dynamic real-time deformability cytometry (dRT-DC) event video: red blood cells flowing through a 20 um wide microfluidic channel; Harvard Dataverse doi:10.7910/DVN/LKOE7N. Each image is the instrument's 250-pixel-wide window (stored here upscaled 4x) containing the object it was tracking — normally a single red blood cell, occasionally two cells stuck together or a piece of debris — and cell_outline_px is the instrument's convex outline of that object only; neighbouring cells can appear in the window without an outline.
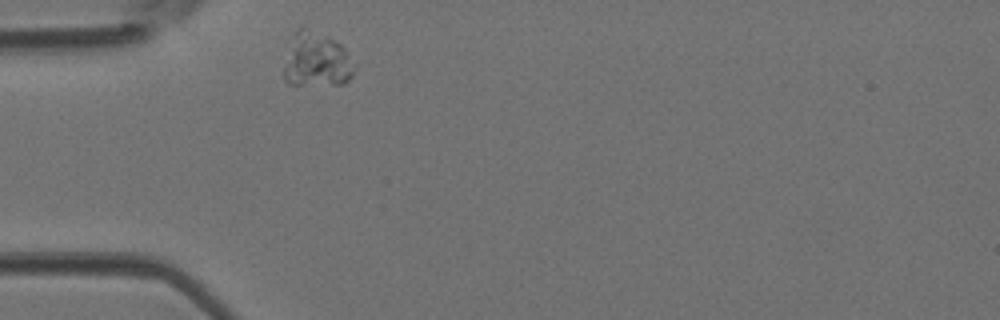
{"species": "Egyptian fruit bat (a non-hibernating species)", "species_latin": "Rousettus aegyptiacus", "temperature_condition": "room temperature", "stored_images_in_passage": 35, "camera_frame_rate_fps": 3000, "um_per_image_px": 0.085, "animal": {"sex": "female"}, "frame": {"image": 1, "passage_image": 1, "time_ms": 0.0, "image_size_px": [1000, 320], "cell_outline_px": [[356, 64], [352, 76], [344, 84], [288, 84], [284, 80], [284, 68], [296, 32], [300, 28], [308, 28], [340, 44], [344, 48]], "centroid_in_image_um": [26.96, 5.15], "position_along_channel_um": 58.0, "area_um2": 21.68}}
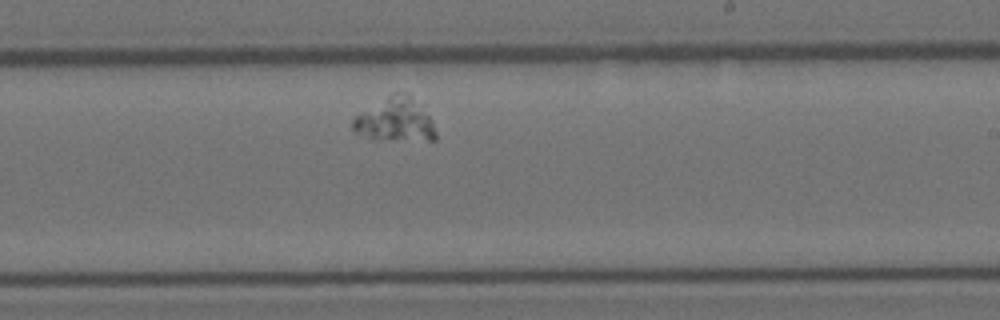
{"frame": {"image": 2, "passage_image": 16, "time_ms": 5.0, "image_size_px": [1000, 320], "cell_outline_px": [[436, 140], [376, 140], [356, 132], [352, 128], [352, 120], [356, 116], [392, 92], [408, 92], [424, 104], [432, 120], [436, 132]], "centroid_in_image_um": [33.67, 10.16], "position_along_channel_um": 255.3, "area_um2": 21.56}}
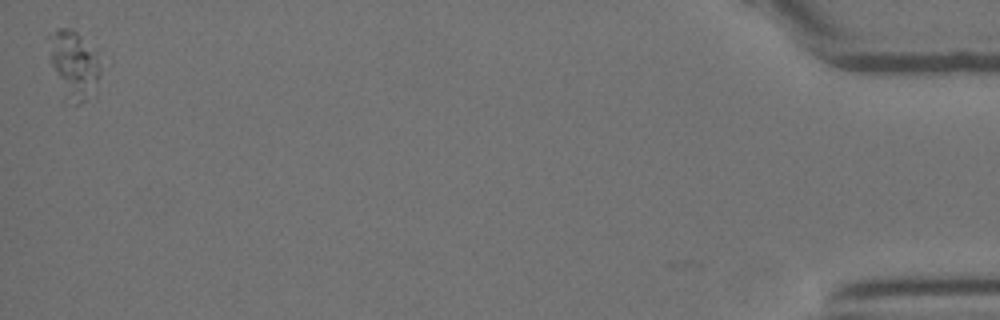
{"frame": {"image": 3, "passage_image": 35, "time_ms": 11.333, "image_size_px": [1000, 320], "cell_outline_px": [[100, 68], [96, 92], [80, 104], [76, 104], [64, 100], [48, 56], [48, 36], [56, 28], [72, 28], [96, 52], [100, 64]], "centroid_in_image_um": [6.24, 5.52], "position_along_channel_um": 429.0, "area_um2": 20.81}}